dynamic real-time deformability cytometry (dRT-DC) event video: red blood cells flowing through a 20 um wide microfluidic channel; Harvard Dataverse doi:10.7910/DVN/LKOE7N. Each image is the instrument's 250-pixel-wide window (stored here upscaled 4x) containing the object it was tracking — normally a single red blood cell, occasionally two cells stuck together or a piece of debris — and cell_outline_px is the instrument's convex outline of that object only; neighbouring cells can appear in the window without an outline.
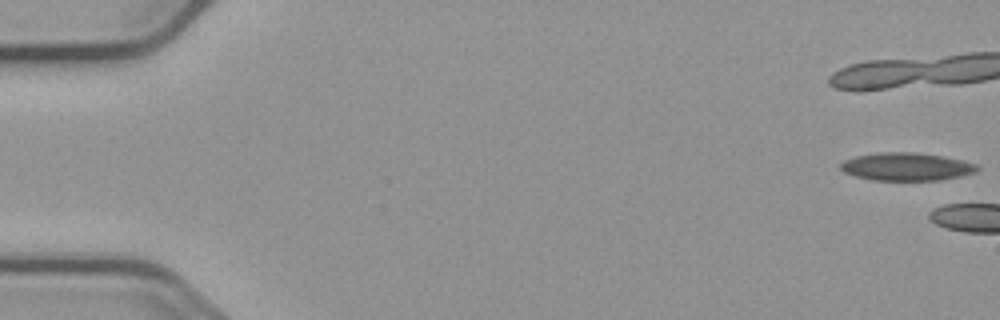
{"species": "common noctule bat (a hibernating species)", "species_latin": "Nyctalus noctula", "temperature_condition": "cold", "stored_images_in_passage": 5, "camera_frame_rate_fps": 3000, "um_per_image_px": 0.085, "animal": {"sex": "male", "body_mass_g": 23.1, "forearm_length_mm": 52.7}, "frame": {"image": 1, "passage_image": 1, "time_ms": 0.0, "image_size_px": [1000, 320], "cell_outline_px": [[980, 168], [976, 172], [960, 176], [940, 180], [872, 180], [856, 176], [844, 172], [840, 168], [840, 164], [844, 160], [856, 156], [876, 152], [916, 152], [944, 156], [964, 160], [976, 164]], "centroid_in_image_um": [77.07, 14.16], "position_along_channel_um": 7.9, "area_um2": 22.37}}